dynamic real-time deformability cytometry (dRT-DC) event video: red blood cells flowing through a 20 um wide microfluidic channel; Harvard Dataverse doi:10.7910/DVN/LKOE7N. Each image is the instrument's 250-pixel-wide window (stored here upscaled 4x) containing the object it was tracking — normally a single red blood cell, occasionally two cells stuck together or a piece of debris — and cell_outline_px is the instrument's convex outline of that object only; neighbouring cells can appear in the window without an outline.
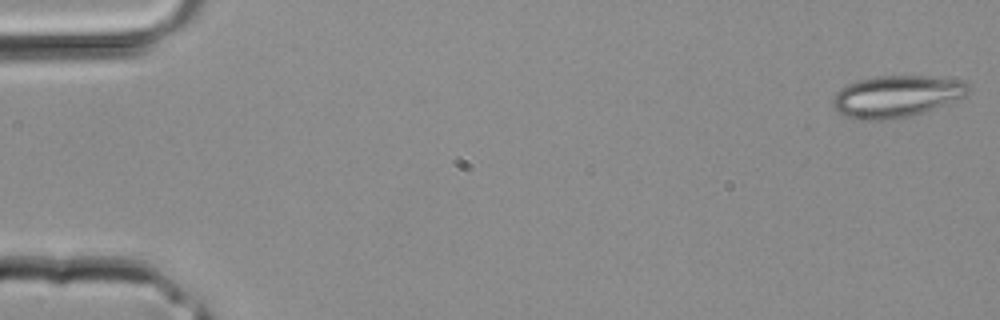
{"species": "common noctule bat (a hibernating species)", "species_latin": "Nyctalus noctula", "temperature_condition": "room temperature", "stored_images_in_passage": 4, "segment_of_instrument_passage": [1, 2], "camera_frame_rate_fps": 3000, "um_per_image_px": 0.085, "animal": {"sex": "male", "body_mass_g": 20.4}, "frame": {"image": 1, "passage_image": 1, "time_ms": 0.0, "image_size_px": [1000, 320], "cell_outline_px": [[968, 88], [964, 96], [932, 108], [908, 116], [888, 120], [852, 120], [844, 116], [832, 104], [832, 100], [836, 92], [840, 88], [848, 84], [860, 80], [876, 76], [936, 76], [964, 80], [968, 84]], "centroid_in_image_um": [76.15, 8.18], "position_along_channel_um": 8.9, "area_um2": 32.71}}